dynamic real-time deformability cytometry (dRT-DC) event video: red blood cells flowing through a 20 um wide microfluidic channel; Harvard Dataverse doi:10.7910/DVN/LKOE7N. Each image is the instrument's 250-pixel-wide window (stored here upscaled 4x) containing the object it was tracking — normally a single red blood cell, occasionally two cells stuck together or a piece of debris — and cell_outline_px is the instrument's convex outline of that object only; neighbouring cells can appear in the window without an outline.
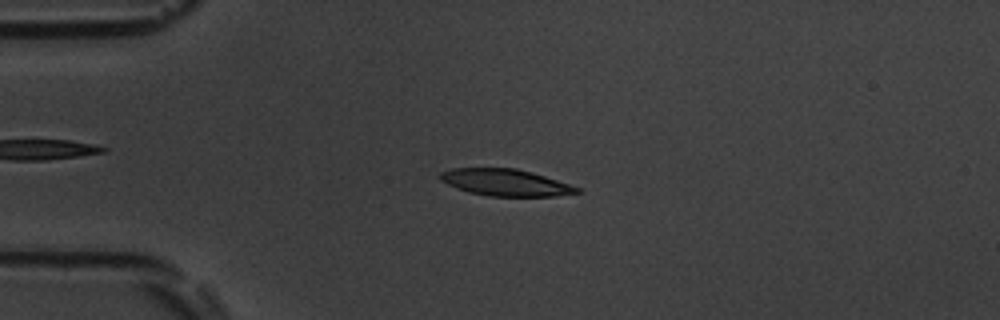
{"species": "common noctule bat (a hibernating species)", "species_latin": "Nyctalus noctula", "temperature_condition": "room temperature", "stored_images_in_passage": 54, "camera_frame_rate_fps": 3000, "um_per_image_px": 0.085, "animal": {"sex": "male", "body_mass_g": 19.5, "forearm_length_mm": 54.6}, "frame": {"image": 1, "passage_image": 13, "time_ms": 4.0, "image_size_px": [1000, 320], "cell_outline_px": [[580, 192], [556, 196], [488, 196], [468, 192], [456, 188], [440, 180], [440, 172], [452, 168], [516, 168], [532, 172], [580, 188]], "centroid_in_image_um": [42.93, 15.51], "position_along_channel_um": 42.1, "area_um2": 21.21}}
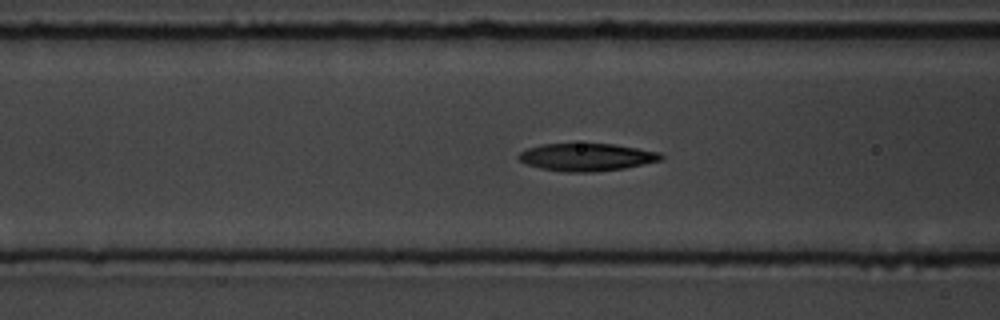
{"frame": {"image": 2, "passage_image": 21, "time_ms": 6.667, "image_size_px": [1000, 320], "cell_outline_px": [[664, 156], [660, 160], [624, 168], [592, 172], [564, 172], [540, 168], [528, 164], [520, 160], [516, 156], [520, 152], [528, 148], [540, 144], [612, 144], [660, 152]], "centroid_in_image_um": [49.83, 13.36], "position_along_channel_um": 116.8, "area_um2": 22.66}}
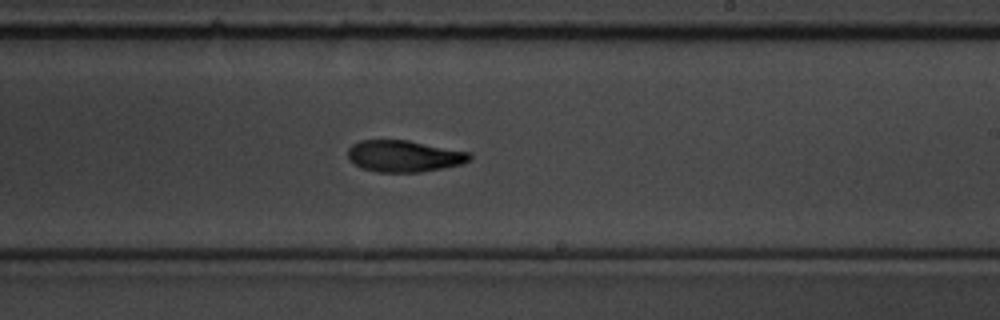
{"frame": {"image": 3, "passage_image": 32, "time_ms": 10.333, "image_size_px": [1000, 320], "cell_outline_px": [[472, 160], [460, 164], [444, 168], [420, 172], [376, 172], [360, 168], [348, 160], [348, 148], [352, 144], [360, 140], [408, 140], [472, 152]], "centroid_in_image_um": [34.35, 13.27], "position_along_channel_um": 254.6, "area_um2": 22.77}, "authors_computed_cell_mechanics": {"area_um2": 22.1085, "velocity_mm_per_s": 3.7664, "shape_relaxation_time_tau1_ms": 3.5444, "shape_relaxation_time_tau2_ms": 5.0936, "deformation_change_tau1": 0.1601, "deformation_change_tau2": 0.0994}}